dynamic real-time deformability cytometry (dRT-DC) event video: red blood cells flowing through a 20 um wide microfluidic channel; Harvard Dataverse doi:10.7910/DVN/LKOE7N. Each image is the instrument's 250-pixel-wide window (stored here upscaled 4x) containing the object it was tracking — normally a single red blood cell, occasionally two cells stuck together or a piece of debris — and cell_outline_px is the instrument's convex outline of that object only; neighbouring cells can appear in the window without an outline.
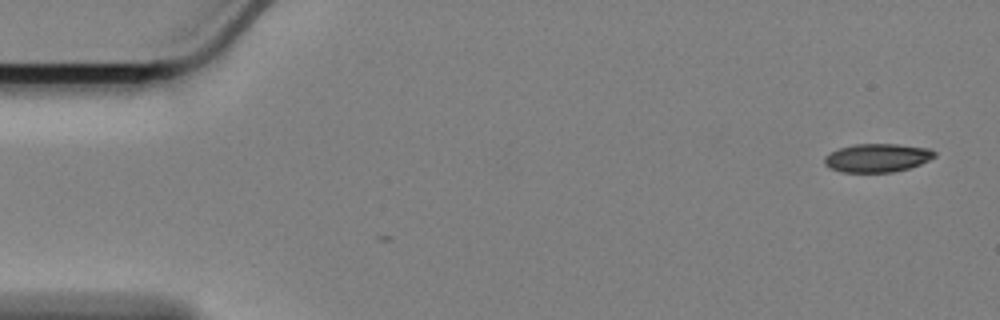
{"species": "Egyptian fruit bat (a non-hibernating species)", "species_latin": "Rousettus aegyptiacus", "temperature_condition": "cold", "stored_images_in_passage": 3, "camera_frame_rate_fps": 3000, "um_per_image_px": 0.085, "animal": {"sex": "female"}, "frame": {"image": 1, "passage_image": 1, "time_ms": 0.0, "image_size_px": [1000, 320], "cell_outline_px": [[936, 156], [920, 164], [908, 168], [892, 172], [840, 172], [828, 168], [824, 164], [824, 156], [840, 148], [856, 144], [896, 144], [928, 148], [936, 152]], "centroid_in_image_um": [74.54, 13.42], "position_along_channel_um": 10.5, "area_um2": 18.21}}